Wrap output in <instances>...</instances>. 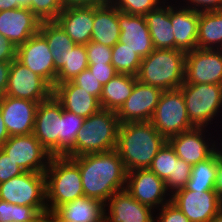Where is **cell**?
I'll list each match as a JSON object with an SVG mask.
<instances>
[{"instance_id": "2e32d148", "label": "cell", "mask_w": 222, "mask_h": 222, "mask_svg": "<svg viewBox=\"0 0 222 222\" xmlns=\"http://www.w3.org/2000/svg\"><path fill=\"white\" fill-rule=\"evenodd\" d=\"M162 92L160 88L137 80L131 95L116 112L120 123L150 121Z\"/></svg>"}, {"instance_id": "ab89813d", "label": "cell", "mask_w": 222, "mask_h": 222, "mask_svg": "<svg viewBox=\"0 0 222 222\" xmlns=\"http://www.w3.org/2000/svg\"><path fill=\"white\" fill-rule=\"evenodd\" d=\"M88 64H111L112 47L89 41L86 45Z\"/></svg>"}, {"instance_id": "ffe728a7", "label": "cell", "mask_w": 222, "mask_h": 222, "mask_svg": "<svg viewBox=\"0 0 222 222\" xmlns=\"http://www.w3.org/2000/svg\"><path fill=\"white\" fill-rule=\"evenodd\" d=\"M104 207L109 222H155L156 210L138 202L126 189L114 193Z\"/></svg>"}, {"instance_id": "e575fe53", "label": "cell", "mask_w": 222, "mask_h": 222, "mask_svg": "<svg viewBox=\"0 0 222 222\" xmlns=\"http://www.w3.org/2000/svg\"><path fill=\"white\" fill-rule=\"evenodd\" d=\"M178 159L174 148L168 141L160 148L149 169L162 180L174 178L175 161Z\"/></svg>"}, {"instance_id": "b9f144b4", "label": "cell", "mask_w": 222, "mask_h": 222, "mask_svg": "<svg viewBox=\"0 0 222 222\" xmlns=\"http://www.w3.org/2000/svg\"><path fill=\"white\" fill-rule=\"evenodd\" d=\"M158 210L160 211L155 216V222H191L171 201Z\"/></svg>"}, {"instance_id": "d4e9b609", "label": "cell", "mask_w": 222, "mask_h": 222, "mask_svg": "<svg viewBox=\"0 0 222 222\" xmlns=\"http://www.w3.org/2000/svg\"><path fill=\"white\" fill-rule=\"evenodd\" d=\"M120 33L118 9L111 2L94 7L91 41L113 47L119 42Z\"/></svg>"}, {"instance_id": "681fc988", "label": "cell", "mask_w": 222, "mask_h": 222, "mask_svg": "<svg viewBox=\"0 0 222 222\" xmlns=\"http://www.w3.org/2000/svg\"><path fill=\"white\" fill-rule=\"evenodd\" d=\"M215 191L218 194L219 198L222 200V163L218 157V169L215 180Z\"/></svg>"}, {"instance_id": "f6af8a7d", "label": "cell", "mask_w": 222, "mask_h": 222, "mask_svg": "<svg viewBox=\"0 0 222 222\" xmlns=\"http://www.w3.org/2000/svg\"><path fill=\"white\" fill-rule=\"evenodd\" d=\"M185 2H187V4L184 7L196 12L222 10V0H186Z\"/></svg>"}, {"instance_id": "cb8c5ba5", "label": "cell", "mask_w": 222, "mask_h": 222, "mask_svg": "<svg viewBox=\"0 0 222 222\" xmlns=\"http://www.w3.org/2000/svg\"><path fill=\"white\" fill-rule=\"evenodd\" d=\"M55 21L75 44L86 45L91 41L94 7L63 8Z\"/></svg>"}, {"instance_id": "4dcf8cb0", "label": "cell", "mask_w": 222, "mask_h": 222, "mask_svg": "<svg viewBox=\"0 0 222 222\" xmlns=\"http://www.w3.org/2000/svg\"><path fill=\"white\" fill-rule=\"evenodd\" d=\"M218 154L192 166L191 176L185 188L190 191H215Z\"/></svg>"}, {"instance_id": "9c48e42d", "label": "cell", "mask_w": 222, "mask_h": 222, "mask_svg": "<svg viewBox=\"0 0 222 222\" xmlns=\"http://www.w3.org/2000/svg\"><path fill=\"white\" fill-rule=\"evenodd\" d=\"M0 149L25 172L45 173L52 158L33 133L10 136Z\"/></svg>"}, {"instance_id": "e0dca14e", "label": "cell", "mask_w": 222, "mask_h": 222, "mask_svg": "<svg viewBox=\"0 0 222 222\" xmlns=\"http://www.w3.org/2000/svg\"><path fill=\"white\" fill-rule=\"evenodd\" d=\"M205 132L208 130L204 127H194L170 137L167 141L174 148L178 158L193 166L207 160L216 152V141L209 137L206 139Z\"/></svg>"}, {"instance_id": "f907efd6", "label": "cell", "mask_w": 222, "mask_h": 222, "mask_svg": "<svg viewBox=\"0 0 222 222\" xmlns=\"http://www.w3.org/2000/svg\"><path fill=\"white\" fill-rule=\"evenodd\" d=\"M9 134L7 132L2 113L0 111V147L7 141L9 138Z\"/></svg>"}, {"instance_id": "d6986e66", "label": "cell", "mask_w": 222, "mask_h": 222, "mask_svg": "<svg viewBox=\"0 0 222 222\" xmlns=\"http://www.w3.org/2000/svg\"><path fill=\"white\" fill-rule=\"evenodd\" d=\"M41 21L28 8L0 11V33L16 47L39 32Z\"/></svg>"}, {"instance_id": "5bb4252c", "label": "cell", "mask_w": 222, "mask_h": 222, "mask_svg": "<svg viewBox=\"0 0 222 222\" xmlns=\"http://www.w3.org/2000/svg\"><path fill=\"white\" fill-rule=\"evenodd\" d=\"M16 59L52 87L55 86L57 72L54 59L48 42L39 32L17 47Z\"/></svg>"}, {"instance_id": "9a60e30c", "label": "cell", "mask_w": 222, "mask_h": 222, "mask_svg": "<svg viewBox=\"0 0 222 222\" xmlns=\"http://www.w3.org/2000/svg\"><path fill=\"white\" fill-rule=\"evenodd\" d=\"M171 202L191 222H210L222 209V200L216 191H190L180 189L171 195Z\"/></svg>"}, {"instance_id": "680465c9", "label": "cell", "mask_w": 222, "mask_h": 222, "mask_svg": "<svg viewBox=\"0 0 222 222\" xmlns=\"http://www.w3.org/2000/svg\"><path fill=\"white\" fill-rule=\"evenodd\" d=\"M100 222H109L108 219L104 216V218Z\"/></svg>"}, {"instance_id": "d6a6232c", "label": "cell", "mask_w": 222, "mask_h": 222, "mask_svg": "<svg viewBox=\"0 0 222 222\" xmlns=\"http://www.w3.org/2000/svg\"><path fill=\"white\" fill-rule=\"evenodd\" d=\"M85 119L62 107L60 121V156H65L74 146L76 136Z\"/></svg>"}, {"instance_id": "f5cc1de1", "label": "cell", "mask_w": 222, "mask_h": 222, "mask_svg": "<svg viewBox=\"0 0 222 222\" xmlns=\"http://www.w3.org/2000/svg\"><path fill=\"white\" fill-rule=\"evenodd\" d=\"M18 8V3H13V0H0V11Z\"/></svg>"}, {"instance_id": "db71d44e", "label": "cell", "mask_w": 222, "mask_h": 222, "mask_svg": "<svg viewBox=\"0 0 222 222\" xmlns=\"http://www.w3.org/2000/svg\"><path fill=\"white\" fill-rule=\"evenodd\" d=\"M13 3H18V8H28L29 9L31 0H13Z\"/></svg>"}, {"instance_id": "603a6c76", "label": "cell", "mask_w": 222, "mask_h": 222, "mask_svg": "<svg viewBox=\"0 0 222 222\" xmlns=\"http://www.w3.org/2000/svg\"><path fill=\"white\" fill-rule=\"evenodd\" d=\"M53 95L61 103L64 110L84 119L102 109L96 97L88 94L87 91L75 85L72 81L55 84Z\"/></svg>"}, {"instance_id": "5b68a950", "label": "cell", "mask_w": 222, "mask_h": 222, "mask_svg": "<svg viewBox=\"0 0 222 222\" xmlns=\"http://www.w3.org/2000/svg\"><path fill=\"white\" fill-rule=\"evenodd\" d=\"M45 176L48 211L84 196L79 166L70 157L52 156Z\"/></svg>"}, {"instance_id": "9f6ffc18", "label": "cell", "mask_w": 222, "mask_h": 222, "mask_svg": "<svg viewBox=\"0 0 222 222\" xmlns=\"http://www.w3.org/2000/svg\"><path fill=\"white\" fill-rule=\"evenodd\" d=\"M217 144H218V142L216 143V153L218 154L219 160L222 163V147H221L222 146V142H221V145L219 143V145L217 146Z\"/></svg>"}, {"instance_id": "f35d334b", "label": "cell", "mask_w": 222, "mask_h": 222, "mask_svg": "<svg viewBox=\"0 0 222 222\" xmlns=\"http://www.w3.org/2000/svg\"><path fill=\"white\" fill-rule=\"evenodd\" d=\"M191 171L192 165L188 164L186 161L180 158L175 161L174 178H167L165 180L166 188L171 195L185 188L190 179Z\"/></svg>"}, {"instance_id": "816d5d0a", "label": "cell", "mask_w": 222, "mask_h": 222, "mask_svg": "<svg viewBox=\"0 0 222 222\" xmlns=\"http://www.w3.org/2000/svg\"><path fill=\"white\" fill-rule=\"evenodd\" d=\"M29 222H51V211L40 212L34 219Z\"/></svg>"}, {"instance_id": "8d00e7d4", "label": "cell", "mask_w": 222, "mask_h": 222, "mask_svg": "<svg viewBox=\"0 0 222 222\" xmlns=\"http://www.w3.org/2000/svg\"><path fill=\"white\" fill-rule=\"evenodd\" d=\"M165 1L168 0H110L120 12L143 16L157 9Z\"/></svg>"}, {"instance_id": "ee69618b", "label": "cell", "mask_w": 222, "mask_h": 222, "mask_svg": "<svg viewBox=\"0 0 222 222\" xmlns=\"http://www.w3.org/2000/svg\"><path fill=\"white\" fill-rule=\"evenodd\" d=\"M88 69L102 86L118 74L112 64H89Z\"/></svg>"}, {"instance_id": "3957f363", "label": "cell", "mask_w": 222, "mask_h": 222, "mask_svg": "<svg viewBox=\"0 0 222 222\" xmlns=\"http://www.w3.org/2000/svg\"><path fill=\"white\" fill-rule=\"evenodd\" d=\"M120 125L115 111L100 109L83 121L75 146L65 156L72 158L115 150Z\"/></svg>"}, {"instance_id": "11a10c76", "label": "cell", "mask_w": 222, "mask_h": 222, "mask_svg": "<svg viewBox=\"0 0 222 222\" xmlns=\"http://www.w3.org/2000/svg\"><path fill=\"white\" fill-rule=\"evenodd\" d=\"M210 222H222V209L210 220Z\"/></svg>"}, {"instance_id": "4316f807", "label": "cell", "mask_w": 222, "mask_h": 222, "mask_svg": "<svg viewBox=\"0 0 222 222\" xmlns=\"http://www.w3.org/2000/svg\"><path fill=\"white\" fill-rule=\"evenodd\" d=\"M171 2L162 3L145 15L155 49H175V38L170 19Z\"/></svg>"}, {"instance_id": "d590c367", "label": "cell", "mask_w": 222, "mask_h": 222, "mask_svg": "<svg viewBox=\"0 0 222 222\" xmlns=\"http://www.w3.org/2000/svg\"><path fill=\"white\" fill-rule=\"evenodd\" d=\"M39 212L32 206H22L0 200V222H29Z\"/></svg>"}, {"instance_id": "7c38bea8", "label": "cell", "mask_w": 222, "mask_h": 222, "mask_svg": "<svg viewBox=\"0 0 222 222\" xmlns=\"http://www.w3.org/2000/svg\"><path fill=\"white\" fill-rule=\"evenodd\" d=\"M184 83L222 85V50L196 48L187 52Z\"/></svg>"}, {"instance_id": "ac0fdd59", "label": "cell", "mask_w": 222, "mask_h": 222, "mask_svg": "<svg viewBox=\"0 0 222 222\" xmlns=\"http://www.w3.org/2000/svg\"><path fill=\"white\" fill-rule=\"evenodd\" d=\"M38 105L35 101L10 96L0 99V111L9 136L33 133Z\"/></svg>"}, {"instance_id": "44dd1931", "label": "cell", "mask_w": 222, "mask_h": 222, "mask_svg": "<svg viewBox=\"0 0 222 222\" xmlns=\"http://www.w3.org/2000/svg\"><path fill=\"white\" fill-rule=\"evenodd\" d=\"M118 23L121 30L119 42L126 44V47L142 59L155 49L145 16L131 15L118 10Z\"/></svg>"}, {"instance_id": "7dc6e473", "label": "cell", "mask_w": 222, "mask_h": 222, "mask_svg": "<svg viewBox=\"0 0 222 222\" xmlns=\"http://www.w3.org/2000/svg\"><path fill=\"white\" fill-rule=\"evenodd\" d=\"M110 0H62L64 8L67 7H98L108 4Z\"/></svg>"}, {"instance_id": "52a82bcc", "label": "cell", "mask_w": 222, "mask_h": 222, "mask_svg": "<svg viewBox=\"0 0 222 222\" xmlns=\"http://www.w3.org/2000/svg\"><path fill=\"white\" fill-rule=\"evenodd\" d=\"M0 200L47 211L45 173L24 172L0 183Z\"/></svg>"}, {"instance_id": "484cf974", "label": "cell", "mask_w": 222, "mask_h": 222, "mask_svg": "<svg viewBox=\"0 0 222 222\" xmlns=\"http://www.w3.org/2000/svg\"><path fill=\"white\" fill-rule=\"evenodd\" d=\"M104 209V203L84 195L59 206L54 213L65 222H100Z\"/></svg>"}, {"instance_id": "bcb514c9", "label": "cell", "mask_w": 222, "mask_h": 222, "mask_svg": "<svg viewBox=\"0 0 222 222\" xmlns=\"http://www.w3.org/2000/svg\"><path fill=\"white\" fill-rule=\"evenodd\" d=\"M17 47L0 33V62L16 59Z\"/></svg>"}, {"instance_id": "8992f818", "label": "cell", "mask_w": 222, "mask_h": 222, "mask_svg": "<svg viewBox=\"0 0 222 222\" xmlns=\"http://www.w3.org/2000/svg\"><path fill=\"white\" fill-rule=\"evenodd\" d=\"M179 89L184 96L190 123L204 128L211 125L222 108V85L183 83Z\"/></svg>"}, {"instance_id": "836d02e7", "label": "cell", "mask_w": 222, "mask_h": 222, "mask_svg": "<svg viewBox=\"0 0 222 222\" xmlns=\"http://www.w3.org/2000/svg\"><path fill=\"white\" fill-rule=\"evenodd\" d=\"M142 58L126 44L117 42L112 47L111 64L117 73L137 76Z\"/></svg>"}, {"instance_id": "ba28073f", "label": "cell", "mask_w": 222, "mask_h": 222, "mask_svg": "<svg viewBox=\"0 0 222 222\" xmlns=\"http://www.w3.org/2000/svg\"><path fill=\"white\" fill-rule=\"evenodd\" d=\"M150 122L166 140L194 128L179 88L162 92Z\"/></svg>"}, {"instance_id": "4fadbf2b", "label": "cell", "mask_w": 222, "mask_h": 222, "mask_svg": "<svg viewBox=\"0 0 222 222\" xmlns=\"http://www.w3.org/2000/svg\"><path fill=\"white\" fill-rule=\"evenodd\" d=\"M62 105L52 95L39 103L33 134L51 156H60V121Z\"/></svg>"}, {"instance_id": "f546056e", "label": "cell", "mask_w": 222, "mask_h": 222, "mask_svg": "<svg viewBox=\"0 0 222 222\" xmlns=\"http://www.w3.org/2000/svg\"><path fill=\"white\" fill-rule=\"evenodd\" d=\"M197 48L222 50V10L199 13Z\"/></svg>"}, {"instance_id": "74e56055", "label": "cell", "mask_w": 222, "mask_h": 222, "mask_svg": "<svg viewBox=\"0 0 222 222\" xmlns=\"http://www.w3.org/2000/svg\"><path fill=\"white\" fill-rule=\"evenodd\" d=\"M62 0H31L29 9L41 21H55L63 10Z\"/></svg>"}, {"instance_id": "7bdbcfd3", "label": "cell", "mask_w": 222, "mask_h": 222, "mask_svg": "<svg viewBox=\"0 0 222 222\" xmlns=\"http://www.w3.org/2000/svg\"><path fill=\"white\" fill-rule=\"evenodd\" d=\"M24 172L16 162L0 149V183L21 175Z\"/></svg>"}, {"instance_id": "83f0119b", "label": "cell", "mask_w": 222, "mask_h": 222, "mask_svg": "<svg viewBox=\"0 0 222 222\" xmlns=\"http://www.w3.org/2000/svg\"><path fill=\"white\" fill-rule=\"evenodd\" d=\"M137 77L130 74L118 73L103 86L100 97L102 109L117 112L131 95Z\"/></svg>"}, {"instance_id": "1f68e13d", "label": "cell", "mask_w": 222, "mask_h": 222, "mask_svg": "<svg viewBox=\"0 0 222 222\" xmlns=\"http://www.w3.org/2000/svg\"><path fill=\"white\" fill-rule=\"evenodd\" d=\"M85 45L75 44L67 50L65 64L57 72L56 84L72 81L79 73L88 68Z\"/></svg>"}, {"instance_id": "f1b7e54d", "label": "cell", "mask_w": 222, "mask_h": 222, "mask_svg": "<svg viewBox=\"0 0 222 222\" xmlns=\"http://www.w3.org/2000/svg\"><path fill=\"white\" fill-rule=\"evenodd\" d=\"M39 33L46 39L54 59L55 70L58 72L65 64V56L75 43L56 21L40 23Z\"/></svg>"}, {"instance_id": "c3c4849f", "label": "cell", "mask_w": 222, "mask_h": 222, "mask_svg": "<svg viewBox=\"0 0 222 222\" xmlns=\"http://www.w3.org/2000/svg\"><path fill=\"white\" fill-rule=\"evenodd\" d=\"M12 61L0 62V99L5 96Z\"/></svg>"}, {"instance_id": "6f0895ef", "label": "cell", "mask_w": 222, "mask_h": 222, "mask_svg": "<svg viewBox=\"0 0 222 222\" xmlns=\"http://www.w3.org/2000/svg\"><path fill=\"white\" fill-rule=\"evenodd\" d=\"M51 222H65L60 219L53 211H51Z\"/></svg>"}, {"instance_id": "7a4b0ae2", "label": "cell", "mask_w": 222, "mask_h": 222, "mask_svg": "<svg viewBox=\"0 0 222 222\" xmlns=\"http://www.w3.org/2000/svg\"><path fill=\"white\" fill-rule=\"evenodd\" d=\"M166 139L150 121L120 125L116 151L127 172L149 168Z\"/></svg>"}, {"instance_id": "7402d4cb", "label": "cell", "mask_w": 222, "mask_h": 222, "mask_svg": "<svg viewBox=\"0 0 222 222\" xmlns=\"http://www.w3.org/2000/svg\"><path fill=\"white\" fill-rule=\"evenodd\" d=\"M170 4V19L175 38V49L185 53L197 48L199 13L187 7ZM178 7V8H177Z\"/></svg>"}, {"instance_id": "277c9868", "label": "cell", "mask_w": 222, "mask_h": 222, "mask_svg": "<svg viewBox=\"0 0 222 222\" xmlns=\"http://www.w3.org/2000/svg\"><path fill=\"white\" fill-rule=\"evenodd\" d=\"M186 53L178 49H154L142 59L137 80L162 91L180 88L185 80Z\"/></svg>"}, {"instance_id": "30bf717a", "label": "cell", "mask_w": 222, "mask_h": 222, "mask_svg": "<svg viewBox=\"0 0 222 222\" xmlns=\"http://www.w3.org/2000/svg\"><path fill=\"white\" fill-rule=\"evenodd\" d=\"M53 95V87L17 59L11 62L5 96L42 102Z\"/></svg>"}, {"instance_id": "8fae6325", "label": "cell", "mask_w": 222, "mask_h": 222, "mask_svg": "<svg viewBox=\"0 0 222 222\" xmlns=\"http://www.w3.org/2000/svg\"><path fill=\"white\" fill-rule=\"evenodd\" d=\"M125 189L138 202L153 209L158 210L171 201V194L166 188L165 181L149 168L127 172Z\"/></svg>"}, {"instance_id": "60d3db41", "label": "cell", "mask_w": 222, "mask_h": 222, "mask_svg": "<svg viewBox=\"0 0 222 222\" xmlns=\"http://www.w3.org/2000/svg\"><path fill=\"white\" fill-rule=\"evenodd\" d=\"M72 82L87 91L88 94L100 100L103 86L100 82H98L96 77L90 73L88 68L79 73Z\"/></svg>"}, {"instance_id": "6da1fadb", "label": "cell", "mask_w": 222, "mask_h": 222, "mask_svg": "<svg viewBox=\"0 0 222 222\" xmlns=\"http://www.w3.org/2000/svg\"><path fill=\"white\" fill-rule=\"evenodd\" d=\"M80 169L84 195L102 203L125 190L127 171L116 150L71 158Z\"/></svg>"}]
</instances>
